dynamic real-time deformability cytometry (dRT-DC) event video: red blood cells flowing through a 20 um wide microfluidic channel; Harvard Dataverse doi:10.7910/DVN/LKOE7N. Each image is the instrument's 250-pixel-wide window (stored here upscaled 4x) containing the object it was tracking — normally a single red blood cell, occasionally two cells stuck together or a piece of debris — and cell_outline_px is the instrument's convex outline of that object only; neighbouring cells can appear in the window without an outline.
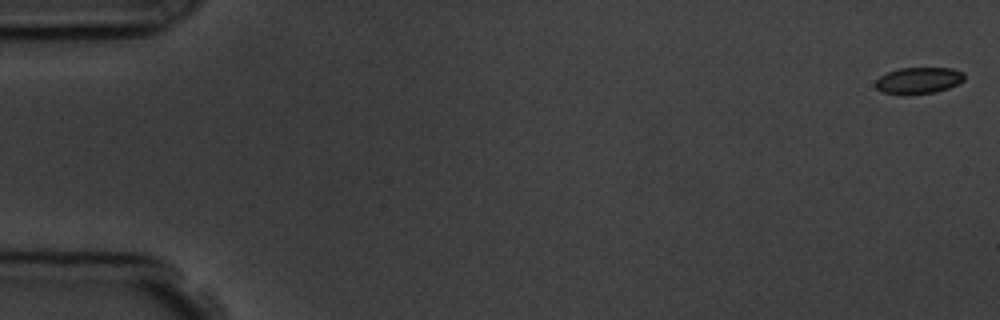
{"species": "common noctule bat (a hibernating species)", "species_latin": "Nyctalus noctula", "temperature_condition": "room temperature", "stored_images_in_passage": 5, "camera_frame_rate_fps": 3000, "um_per_image_px": 0.085, "animal": {"sex": "male", "body_mass_g": 19.5, "forearm_length_mm": 54.6}, "frame": {"image": 1, "passage_image": 1, "time_ms": 0.0, "image_size_px": [1000, 320], "cell_outline_px": [[964, 80], [948, 88], [936, 92], [908, 96], [900, 96], [884, 92], [876, 88], [876, 80], [880, 76], [888, 72], [900, 68], [952, 68], [964, 72]], "centroid_in_image_um": [78.07, 6.86], "position_along_channel_um": 6.9, "area_um2": 13.93}}
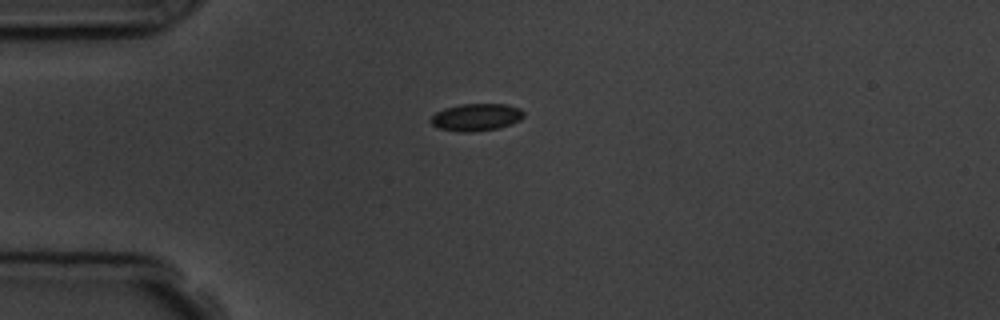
{"frame": {"image": 2, "passage_image": 4, "time_ms": 4.333, "image_size_px": [1000, 320], "cell_outline_px": [[524, 116], [520, 120], [512, 124], [496, 128], [472, 132], [460, 132], [440, 128], [432, 124], [428, 120], [436, 112], [444, 108], [460, 104], [508, 104], [520, 108], [524, 112]], "centroid_in_image_um": [40.49, 9.95], "position_along_channel_um": 44.5, "area_um2": 14.85}}